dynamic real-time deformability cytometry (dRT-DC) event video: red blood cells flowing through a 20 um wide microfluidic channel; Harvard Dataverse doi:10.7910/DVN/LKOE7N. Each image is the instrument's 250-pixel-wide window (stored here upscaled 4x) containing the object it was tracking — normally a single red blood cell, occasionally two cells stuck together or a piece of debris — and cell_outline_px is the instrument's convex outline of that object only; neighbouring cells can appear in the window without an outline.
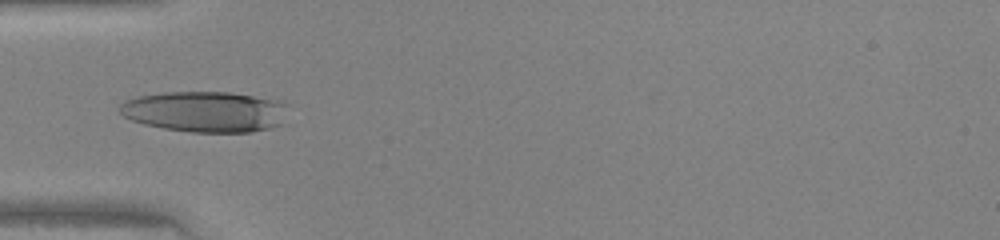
{"species": "human", "species_latin": "Homo sapiens", "temperature_condition": "warm", "stored_images_in_passage": 23, "camera_frame_rate_fps": 3000, "um_per_image_px": 0.085, "donor": {"sex": "female"}, "frame": {"image": 1, "passage_image": 4, "time_ms": 1.0, "image_size_px": [1000, 240], "cell_outline_px": [[288, 104], [280, 124], [268, 128], [252, 132], [192, 132], [164, 128], [144, 124], [132, 120], [124, 116], [120, 112], [120, 104], [124, 100], [136, 96], [164, 92], [228, 92], [284, 100]], "centroid_in_image_um": [17.44, 9.47], "position_along_channel_um": 67.6, "area_um2": 40.17}}
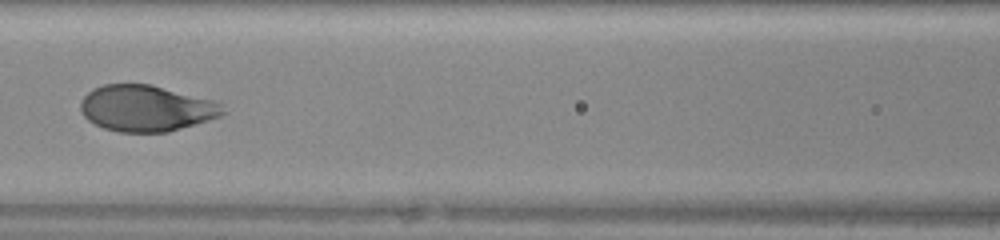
{"frame": {"image": 2, "passage_image": 10, "time_ms": 3.0, "image_size_px": [1000, 240], "cell_outline_px": [[228, 112], [220, 116], [168, 132], [120, 132], [104, 128], [88, 120], [80, 112], [80, 100], [92, 88], [104, 84], [152, 84], [212, 100], [220, 104]], "centroid_in_image_um": [12.4, 9.2], "position_along_channel_um": 154.2, "area_um2": 38.26}}